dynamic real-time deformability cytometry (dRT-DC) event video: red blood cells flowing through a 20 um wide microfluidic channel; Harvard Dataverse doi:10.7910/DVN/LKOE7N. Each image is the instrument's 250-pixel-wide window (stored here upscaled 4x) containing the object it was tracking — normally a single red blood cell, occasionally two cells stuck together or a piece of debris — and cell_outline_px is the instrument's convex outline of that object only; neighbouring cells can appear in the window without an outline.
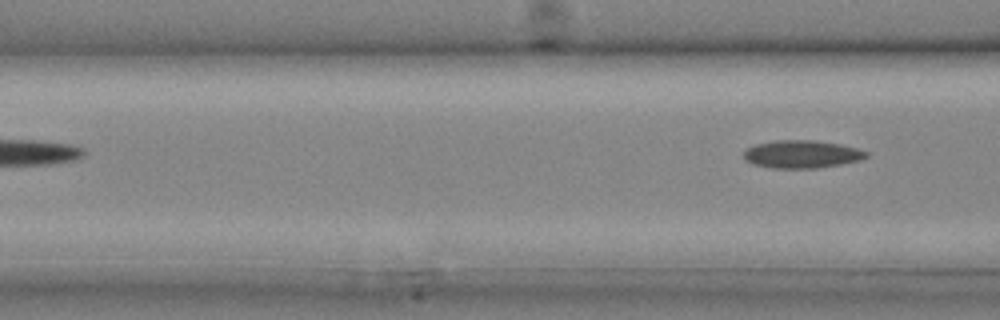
{"species": "common noctule bat (a hibernating species)", "species_latin": "Nyctalus noctula", "temperature_condition": "cold", "stored_images_in_passage": 5, "segment_of_instrument_passage": [2, 2], "camera_frame_rate_fps": 3000, "um_per_image_px": 0.085, "animal": {"sex": "male", "body_mass_g": 20.4}, "frame": {"image": 1, "passage_image": 5, "time_ms": 1.333, "image_size_px": [1000, 320], "cell_outline_px": [[868, 156], [860, 160], [840, 164], [816, 168], [772, 168], [752, 164], [744, 160], [744, 152], [748, 148], [756, 144], [776, 140], [812, 140], [840, 144], [856, 148], [868, 152]], "centroid_in_image_um": [68.13, 13.11], "position_along_channel_um": 98.5, "area_um2": 19.77}}